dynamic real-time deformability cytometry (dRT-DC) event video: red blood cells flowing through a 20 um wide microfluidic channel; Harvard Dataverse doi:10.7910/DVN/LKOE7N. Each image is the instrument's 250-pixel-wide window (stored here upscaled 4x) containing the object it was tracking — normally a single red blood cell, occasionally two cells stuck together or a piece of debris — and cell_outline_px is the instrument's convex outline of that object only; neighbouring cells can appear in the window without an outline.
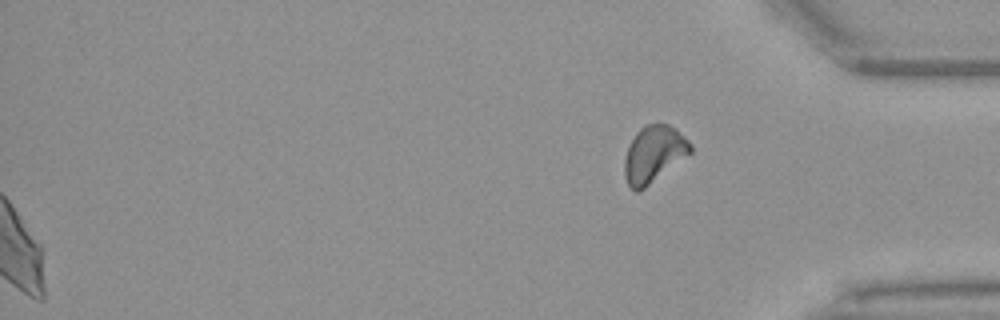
{"species": "Egyptian fruit bat (a non-hibernating species)", "species_latin": "Rousettus aegyptiacus", "temperature_condition": "warm", "stored_images_in_passage": 50, "segment_of_instrument_passage": [2, 2], "camera_frame_rate_fps": 3000, "um_per_image_px": 0.085, "animal": {"sex": "female"}, "frame": {"image": 1, "passage_image": 50, "time_ms": 16.333, "image_size_px": [1000, 320], "cell_outline_px": [[692, 152], [644, 188], [636, 192], [628, 184], [624, 176], [624, 160], [628, 148], [636, 132], [644, 124], [668, 124], [676, 128], [692, 144]], "centroid_in_image_um": [55.57, 13.08], "position_along_channel_um": 379.6, "area_um2": 21.56}}